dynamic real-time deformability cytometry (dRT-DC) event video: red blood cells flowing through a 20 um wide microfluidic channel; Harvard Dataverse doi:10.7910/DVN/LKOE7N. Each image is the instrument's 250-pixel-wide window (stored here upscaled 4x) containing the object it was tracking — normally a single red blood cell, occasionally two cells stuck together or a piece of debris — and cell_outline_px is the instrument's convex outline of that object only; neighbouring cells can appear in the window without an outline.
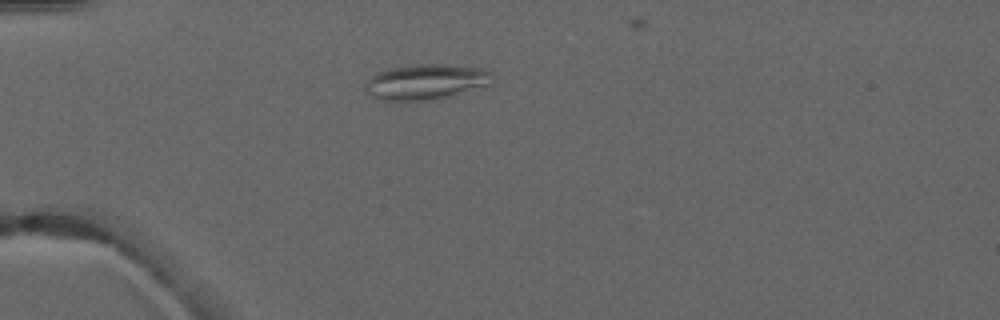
{"species": "common noctule bat (a hibernating species)", "species_latin": "Nyctalus noctula", "temperature_condition": "warm", "stored_images_in_passage": 2, "camera_frame_rate_fps": 3000, "um_per_image_px": 0.085, "animal": {"sex": "male", "forearm_length_mm": 52.5}, "frame": {"image": 1, "passage_image": 1, "time_ms": 0.0, "image_size_px": [1000, 320], "cell_outline_px": [[496, 76], [492, 84], [428, 100], [376, 100], [364, 88], [364, 84], [376, 72], [388, 68], [416, 64], [436, 64], [484, 68], [492, 72]], "centroid_in_image_um": [36.2, 6.93], "position_along_channel_um": 48.8, "area_um2": 26.07}}